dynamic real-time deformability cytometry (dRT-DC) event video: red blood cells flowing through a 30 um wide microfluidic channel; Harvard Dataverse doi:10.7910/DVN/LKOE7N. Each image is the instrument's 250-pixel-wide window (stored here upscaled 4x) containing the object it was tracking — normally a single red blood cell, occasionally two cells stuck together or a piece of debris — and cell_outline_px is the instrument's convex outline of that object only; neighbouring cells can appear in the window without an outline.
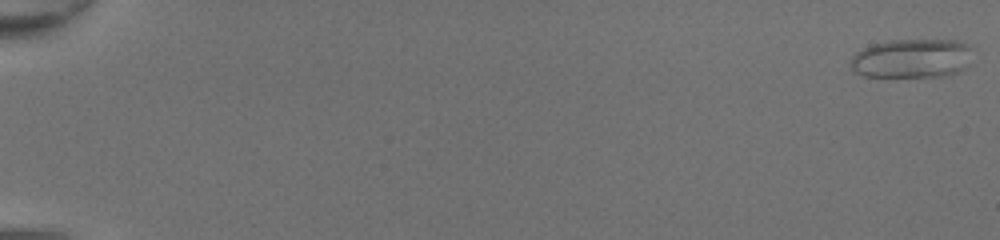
{"species": "common noctule bat (a hibernating species)", "species_latin": "Nyctalus noctula", "temperature_condition": "room temperature", "stored_images_in_passage": 50, "camera_frame_rate_fps": 3000, "um_per_image_px": 0.085, "animal": {"sex": "female", "body_mass_g": 20.0, "forearm_length_mm": 54.0}, "frame": {"image": 1, "passage_image": 1, "time_ms": 0.0, "image_size_px": [1000, 240], "cell_outline_px": [[972, 48], [968, 64], [960, 72], [944, 76], [864, 76], [856, 72], [852, 68], [852, 56], [856, 52], [864, 48], [888, 40], [956, 40], [968, 44]], "centroid_in_image_um": [77.55, 4.96], "position_along_channel_um": 7.4, "area_um2": 27.63}}
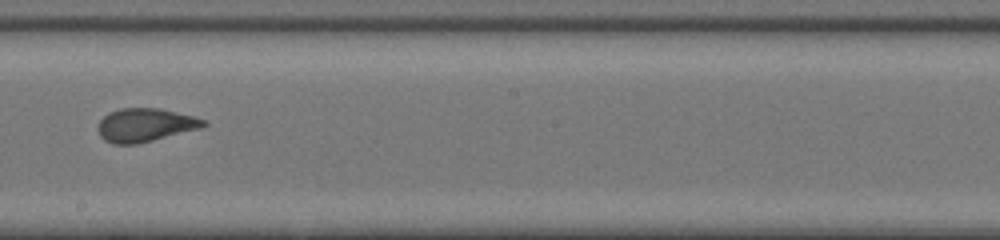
{"frame": {"image": 2, "passage_image": 31, "time_ms": 10.0, "image_size_px": [1000, 240], "cell_outline_px": [[208, 124], [200, 128], [136, 144], [112, 144], [104, 140], [100, 136], [96, 128], [100, 120], [108, 112], [120, 108], [160, 108], [208, 120]], "centroid_in_image_um": [12.3, 10.62], "position_along_channel_um": 235.9, "area_um2": 20.58}}
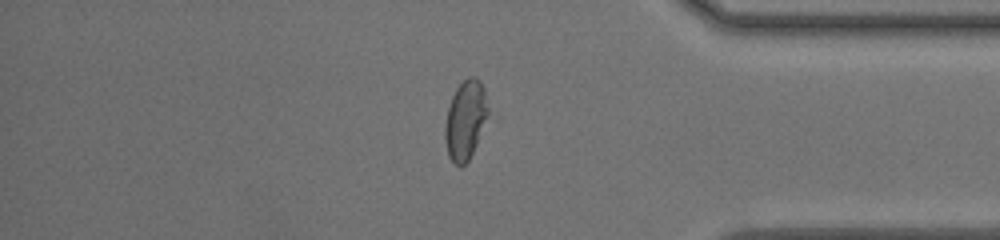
{"frame": {"image": 3, "passage_image": 43, "time_ms": 14.0, "image_size_px": [1000, 240], "cell_outline_px": [[488, 116], [476, 144], [468, 160], [460, 168], [448, 156], [444, 136], [444, 128], [448, 108], [452, 96], [456, 88], [468, 76], [476, 76], [480, 80], [484, 88], [488, 108]], "centroid_in_image_um": [39.55, 10.17], "position_along_channel_um": 395.6, "area_um2": 19.77}, "authors_computed_cell_mechanics": {"area_um2": 22.4264, "velocity_mm_per_s": 4.3817, "shape_relaxation_time_tau1_ms": 8.1453, "shape_relaxation_time_tau2_ms": 0.7353, "deformation_change_tau1": 0.2134, "deformation_change_tau2": 0.0687}}